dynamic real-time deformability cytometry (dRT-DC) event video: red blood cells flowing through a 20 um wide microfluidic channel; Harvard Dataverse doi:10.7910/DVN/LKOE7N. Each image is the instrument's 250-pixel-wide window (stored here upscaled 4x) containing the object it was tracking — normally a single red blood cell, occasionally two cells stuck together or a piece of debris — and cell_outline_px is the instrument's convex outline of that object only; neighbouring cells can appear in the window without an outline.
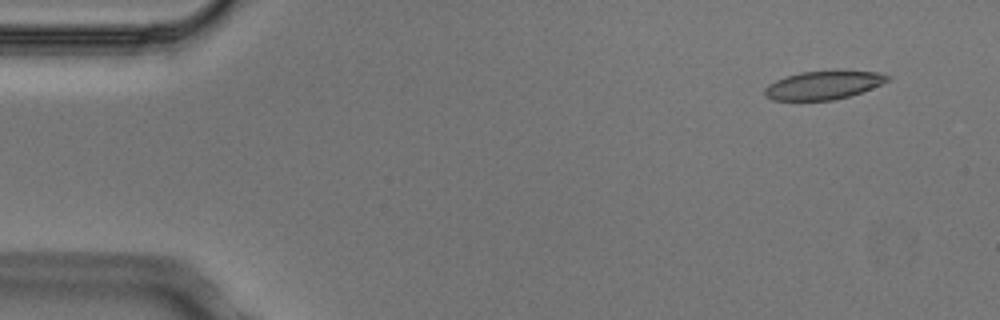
{"species": "Egyptian fruit bat (a non-hibernating species)", "species_latin": "Rousettus aegyptiacus", "temperature_condition": "cold", "stored_images_in_passage": 4, "camera_frame_rate_fps": 3000, "um_per_image_px": 0.085, "animal": {"sex": "male"}, "frame": {"image": 1, "passage_image": 1, "time_ms": 0.0, "image_size_px": [1000, 320], "cell_outline_px": [[892, 76], [888, 80], [880, 84], [860, 92], [848, 96], [832, 100], [772, 100], [764, 96], [764, 88], [768, 84], [784, 76], [800, 72], [876, 72]], "centroid_in_image_um": [69.9, 7.25], "position_along_channel_um": 15.1, "area_um2": 19.83}}
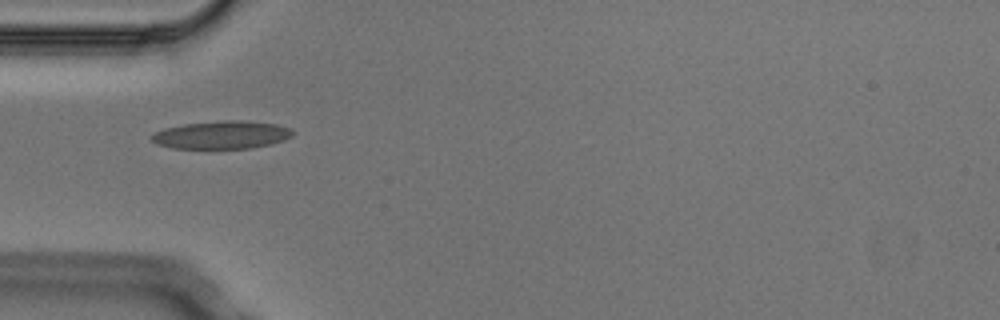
{"frame": {"image": 2, "passage_image": 4, "time_ms": 1.0, "image_size_px": [1000, 320], "cell_outline_px": [[296, 132], [292, 136], [284, 140], [272, 144], [252, 148], [172, 148], [156, 144], [148, 136], [152, 132], [164, 128], [184, 124], [224, 120], [240, 120], [276, 124], [292, 128]], "centroid_in_image_um": [18.84, 11.46], "position_along_channel_um": 66.2, "area_um2": 23.24}}